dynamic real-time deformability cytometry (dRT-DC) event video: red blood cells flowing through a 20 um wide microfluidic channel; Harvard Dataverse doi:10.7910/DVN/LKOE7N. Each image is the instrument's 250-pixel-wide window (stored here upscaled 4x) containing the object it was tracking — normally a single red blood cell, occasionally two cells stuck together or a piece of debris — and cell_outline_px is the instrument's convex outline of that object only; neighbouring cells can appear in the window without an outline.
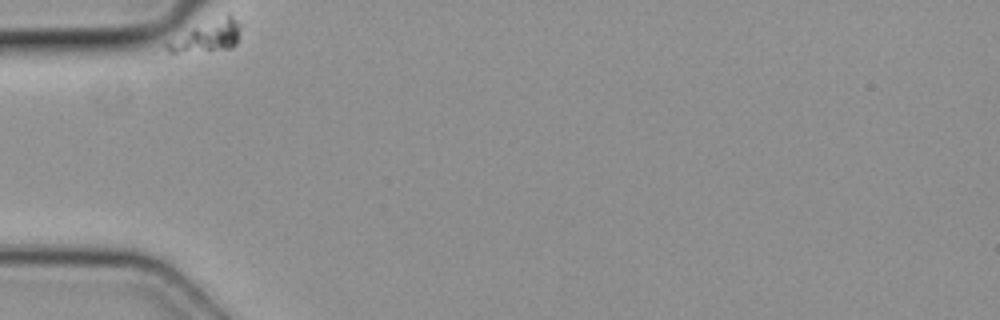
{"species": "common noctule bat (a hibernating species)", "species_latin": "Nyctalus noctula", "temperature_condition": "cold", "stored_images_in_passage": 2, "camera_frame_rate_fps": 3000, "um_per_image_px": 0.085, "animal": {"sex": "female", "body_mass_g": 19.3, "forearm_length_mm": 54.1}, "frame": {"image": 1, "passage_image": 1, "time_ms": 0.0, "image_size_px": [1000, 320], "cell_outline_px": [[240, 28], [236, 44], [232, 48], [180, 52], [168, 52], [164, 48], [164, 40], [228, 12], [232, 12], [240, 24]], "centroid_in_image_um": [17.58, 3.04], "position_along_channel_um": 67.4, "area_um2": 13.7}}